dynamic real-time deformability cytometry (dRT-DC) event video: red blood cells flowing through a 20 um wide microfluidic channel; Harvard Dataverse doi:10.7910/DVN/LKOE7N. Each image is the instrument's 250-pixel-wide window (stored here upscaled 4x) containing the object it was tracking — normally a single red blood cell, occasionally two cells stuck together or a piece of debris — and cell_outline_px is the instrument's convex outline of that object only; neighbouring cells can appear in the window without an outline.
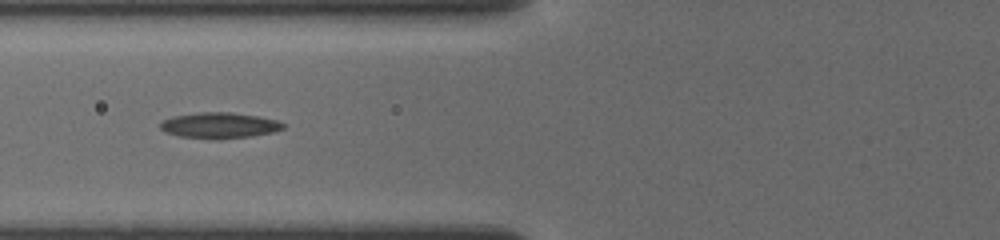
{"species": "common noctule bat (a hibernating species)", "species_latin": "Nyctalus noctula", "temperature_condition": "cold", "stored_images_in_passage": 37, "camera_frame_rate_fps": 3000, "um_per_image_px": 0.085, "animal": {"sex": "female", "body_mass_g": 19.5, "forearm_length_mm": 54.1}, "frame": {"image": 1, "passage_image": 12, "time_ms": 7.333, "image_size_px": [1000, 240], "cell_outline_px": [[284, 128], [276, 132], [252, 136], [216, 140], [180, 136], [168, 132], [160, 128], [160, 124], [164, 120], [172, 116], [196, 112], [232, 112], [260, 116], [276, 120], [284, 124]], "centroid_in_image_um": [18.69, 10.66], "position_along_channel_um": 107.1, "area_um2": 18.67}}
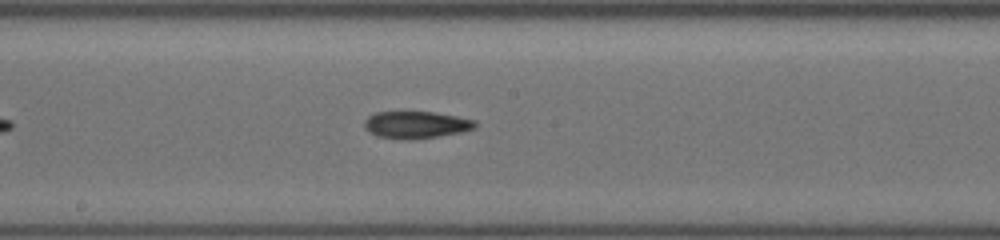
{"frame": {"image": 2, "passage_image": 19, "time_ms": 10.0, "image_size_px": [1000, 240], "cell_outline_px": [[476, 124], [472, 128], [460, 132], [436, 136], [376, 136], [364, 128], [364, 120], [368, 116], [376, 112], [436, 112], [476, 120]], "centroid_in_image_um": [35.35, 10.54], "position_along_channel_um": 212.8, "area_um2": 16.47}}
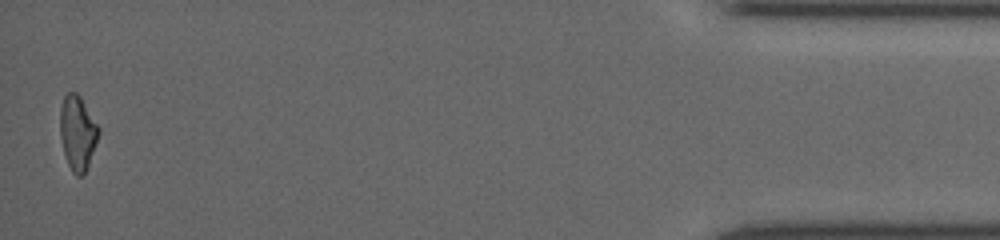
{"frame": {"image": 3, "passage_image": 37, "time_ms": 17.333, "image_size_px": [1000, 240], "cell_outline_px": [[100, 132], [88, 164], [84, 172], [80, 176], [76, 176], [72, 172], [68, 164], [64, 152], [60, 136], [60, 108], [64, 96], [68, 92], [76, 92], [80, 96], [100, 128]], "centroid_in_image_um": [6.59, 11.26], "position_along_channel_um": 428.6, "area_um2": 16.53}}